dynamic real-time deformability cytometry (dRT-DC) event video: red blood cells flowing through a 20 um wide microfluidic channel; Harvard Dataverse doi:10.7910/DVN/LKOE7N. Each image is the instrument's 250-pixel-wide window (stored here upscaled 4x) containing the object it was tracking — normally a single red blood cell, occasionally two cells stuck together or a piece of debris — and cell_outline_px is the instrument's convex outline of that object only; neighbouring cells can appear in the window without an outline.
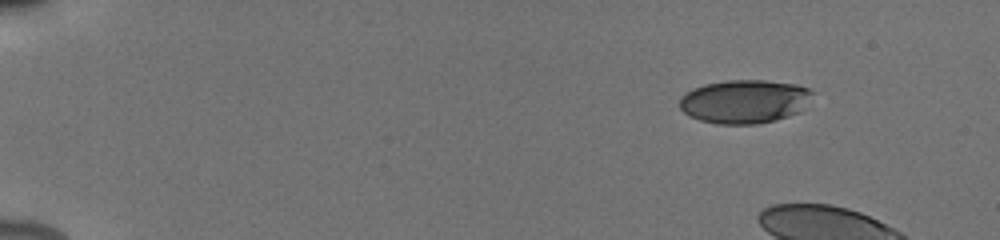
{"species": "human", "species_latin": "Homo sapiens", "temperature_condition": "cold", "stored_images_in_passage": 7, "camera_frame_rate_fps": 3000, "um_per_image_px": 0.085, "donor": {"sex": "male"}, "frame": {"image": 1, "passage_image": 1, "time_ms": 0.0, "image_size_px": [1000, 240], "cell_outline_px": [[812, 92], [800, 112], [776, 120], [756, 124], [716, 124], [700, 120], [688, 116], [680, 108], [680, 96], [692, 88], [704, 84], [728, 80], [764, 80], [796, 84], [808, 88]], "centroid_in_image_um": [63.23, 8.62], "position_along_channel_um": 21.8, "area_um2": 33.76}}